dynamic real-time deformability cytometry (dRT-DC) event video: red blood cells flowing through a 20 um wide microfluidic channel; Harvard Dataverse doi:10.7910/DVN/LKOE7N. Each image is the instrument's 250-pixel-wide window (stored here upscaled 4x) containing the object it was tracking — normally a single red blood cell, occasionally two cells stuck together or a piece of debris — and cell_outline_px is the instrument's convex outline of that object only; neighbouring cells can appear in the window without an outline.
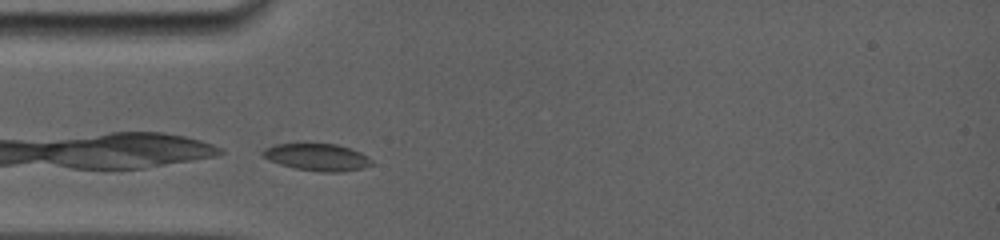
{"species": "common noctule bat (a hibernating species)", "species_latin": "Nyctalus noctula", "temperature_condition": "room temperature", "stored_images_in_passage": 30, "camera_frame_rate_fps": 5000, "um_per_image_px": 0.085, "animal": {"sex": "female", "body_mass_g": 19.0, "forearm_length_mm": 56.7}, "frame": {"image": 1, "passage_image": 1, "time_ms": 0.0, "image_size_px": [1000, 240], "cell_outline_px": [[372, 164], [364, 168], [340, 172], [320, 172], [296, 168], [280, 164], [264, 156], [260, 152], [264, 148], [272, 144], [336, 144], [360, 152], [368, 156], [372, 160]], "centroid_in_image_um": [26.97, 13.36], "position_along_channel_um": 58.0, "area_um2": 17.05}}
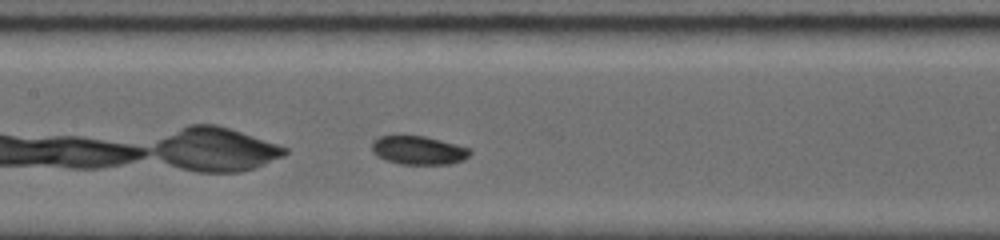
{"frame": {"image": 2, "passage_image": 11, "time_ms": 3.0, "image_size_px": [1000, 240], "cell_outline_px": [[472, 152], [464, 160], [448, 164], [400, 164], [376, 156], [372, 152], [372, 140], [380, 136], [396, 132], [400, 132], [424, 136], [456, 144], [468, 148]], "centroid_in_image_um": [35.49, 12.72], "position_along_channel_um": 171.9, "area_um2": 16.94}}
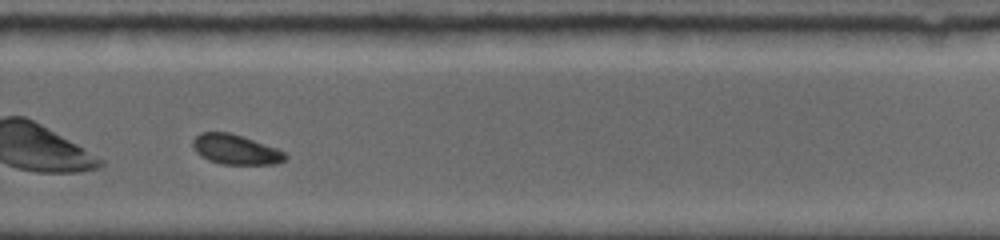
{"frame": {"image": 3, "passage_image": 20, "time_ms": 6.6, "image_size_px": [1000, 240], "cell_outline_px": [[288, 156], [284, 160], [276, 164], [224, 164], [208, 160], [200, 156], [196, 152], [192, 144], [192, 140], [200, 132], [228, 132], [276, 148], [284, 152]], "centroid_in_image_um": [19.99, 12.71], "position_along_channel_um": 309.8, "area_um2": 15.9}, "authors_computed_cell_mechanics": {"area_um2": 16.5886, "velocity_mm_per_s": 3.8356, "shape_relaxation_time_tau1_ms": 3.5402, "shape_relaxation_time_tau2_ms": null, "deformation_change_tau1": 0.0644, "deformation_change_tau2": null}}